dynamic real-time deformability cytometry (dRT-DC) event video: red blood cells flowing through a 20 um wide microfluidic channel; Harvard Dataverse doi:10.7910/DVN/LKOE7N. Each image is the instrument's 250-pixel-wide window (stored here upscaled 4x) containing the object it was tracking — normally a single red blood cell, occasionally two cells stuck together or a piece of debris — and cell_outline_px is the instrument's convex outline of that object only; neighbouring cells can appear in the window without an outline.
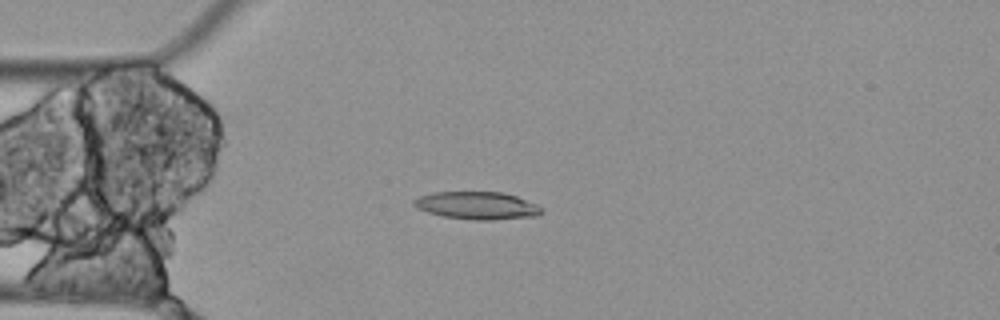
{"species": "Egyptian fruit bat (a non-hibernating species)", "species_latin": "Rousettus aegyptiacus", "temperature_condition": "cold", "stored_images_in_passage": 4, "camera_frame_rate_fps": 3000, "um_per_image_px": 0.085, "animal": {"sex": "female"}, "frame": {"image": 1, "passage_image": 4, "time_ms": 1.0, "image_size_px": [1000, 320], "cell_outline_px": [[544, 212], [536, 216], [492, 220], [472, 220], [444, 216], [428, 212], [416, 208], [412, 204], [412, 200], [420, 196], [432, 192], [504, 192], [516, 196], [536, 204], [544, 208]], "centroid_in_image_um": [40.56, 17.47], "position_along_channel_um": 44.4, "area_um2": 20.69}}